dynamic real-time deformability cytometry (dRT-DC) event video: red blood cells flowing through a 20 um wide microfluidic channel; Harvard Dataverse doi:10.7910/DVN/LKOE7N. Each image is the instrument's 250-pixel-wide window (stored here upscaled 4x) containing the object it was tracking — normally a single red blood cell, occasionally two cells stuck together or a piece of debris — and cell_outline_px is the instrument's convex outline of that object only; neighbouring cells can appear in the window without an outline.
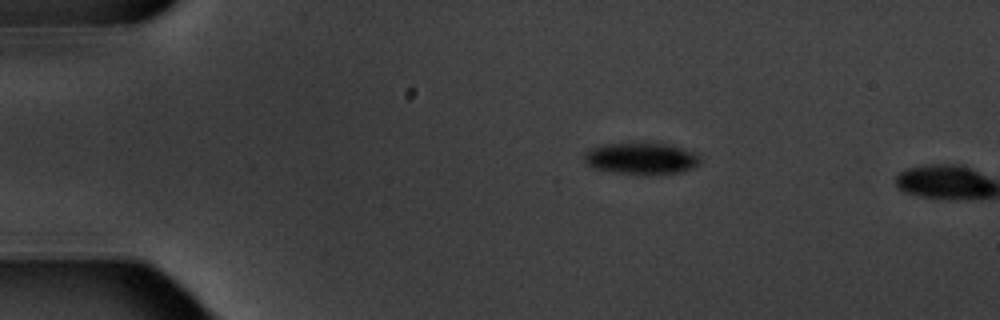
{"species": "common noctule bat (a hibernating species)", "species_latin": "Nyctalus noctula", "temperature_condition": "warm", "stored_images_in_passage": 2, "camera_frame_rate_fps": 3000, "um_per_image_px": 0.085, "animal": {"sex": "male", "body_mass_g": 20.1, "forearm_length_mm": 53.5}, "frame": {"image": 1, "passage_image": 1, "time_ms": 0.0, "image_size_px": [1000, 320], "cell_outline_px": [[704, 160], [700, 164], [692, 168], [680, 172], [620, 172], [596, 168], [588, 164], [584, 160], [584, 156], [592, 148], [608, 144], [664, 144], [680, 148], [692, 152], [700, 156]], "centroid_in_image_um": [54.57, 13.45], "position_along_channel_um": 30.4, "area_um2": 20.06}}